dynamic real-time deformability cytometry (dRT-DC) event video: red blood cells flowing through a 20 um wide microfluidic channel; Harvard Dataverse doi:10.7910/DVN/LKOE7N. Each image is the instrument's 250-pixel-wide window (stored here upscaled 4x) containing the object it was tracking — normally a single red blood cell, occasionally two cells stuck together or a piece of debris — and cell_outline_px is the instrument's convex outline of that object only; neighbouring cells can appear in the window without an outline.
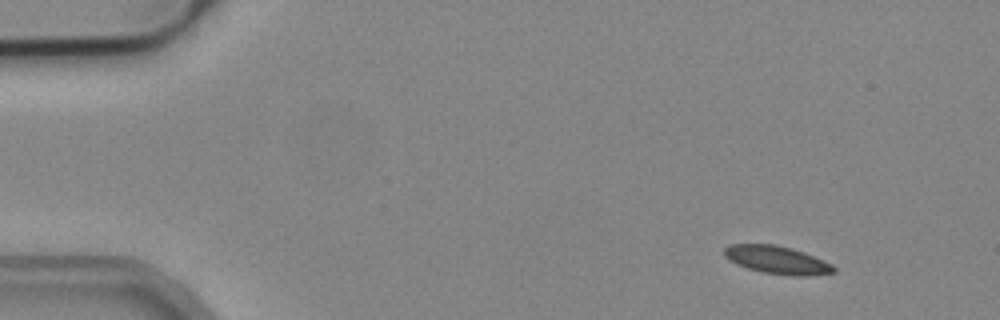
{"species": "common noctule bat (a hibernating species)", "species_latin": "Nyctalus noctula", "temperature_condition": "cold", "stored_images_in_passage": 5, "camera_frame_rate_fps": 3000, "um_per_image_px": 0.085, "animal": {"sex": "male", "body_mass_g": 19.2, "forearm_length_mm": 51.8}, "frame": {"image": 1, "passage_image": 1, "time_ms": 0.0, "image_size_px": [1000, 320], "cell_outline_px": [[836, 272], [804, 276], [796, 276], [760, 272], [736, 264], [728, 260], [724, 256], [724, 248], [732, 244], [776, 244], [792, 248], [804, 252], [824, 260], [832, 264], [836, 268]], "centroid_in_image_um": [66.05, 22.09], "position_along_channel_um": 19.0, "area_um2": 17.92}}